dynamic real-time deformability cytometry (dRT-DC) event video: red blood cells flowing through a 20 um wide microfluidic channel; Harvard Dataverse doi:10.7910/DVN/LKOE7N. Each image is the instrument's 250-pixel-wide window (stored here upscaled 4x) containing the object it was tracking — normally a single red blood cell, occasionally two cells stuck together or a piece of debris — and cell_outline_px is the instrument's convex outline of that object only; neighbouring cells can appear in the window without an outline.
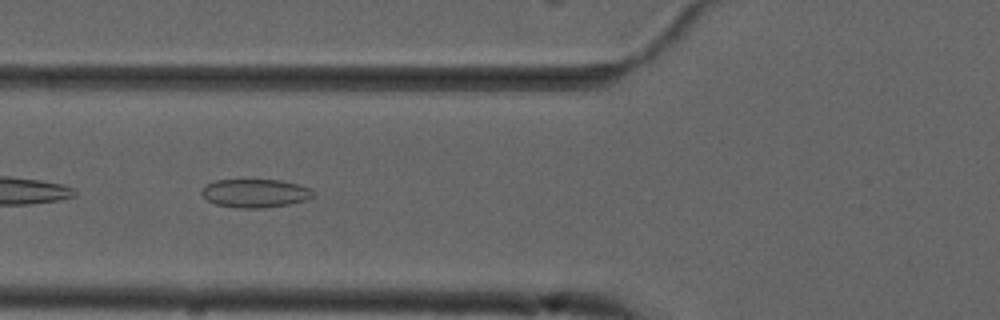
{"species": "common noctule bat (a hibernating species)", "species_latin": "Nyctalus noctula", "temperature_condition": "cold", "stored_images_in_passage": 53, "camera_frame_rate_fps": 3000, "um_per_image_px": 0.085, "animal": {"sex": "male", "forearm_length_mm": 52.5}, "frame": {"image": 1, "passage_image": 21, "time_ms": 6.667, "image_size_px": [1000, 320], "cell_outline_px": [[312, 196], [304, 200], [288, 204], [260, 208], [236, 208], [216, 204], [208, 200], [200, 192], [208, 184], [216, 180], [280, 180], [300, 184], [312, 188]], "centroid_in_image_um": [21.7, 16.42], "position_along_channel_um": 104.1, "area_um2": 18.26}}
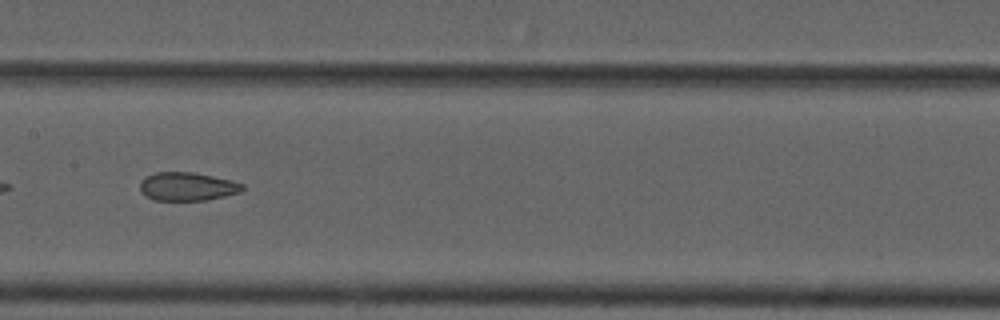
{"frame": {"image": 2, "passage_image": 28, "time_ms": 9.0, "image_size_px": [1000, 320], "cell_outline_px": [[244, 188], [240, 192], [224, 196], [204, 200], [156, 200], [148, 196], [140, 188], [140, 180], [156, 172], [192, 172], [232, 180], [244, 184]], "centroid_in_image_um": [15.95, 15.84], "position_along_channel_um": 191.4, "area_um2": 16.7}}
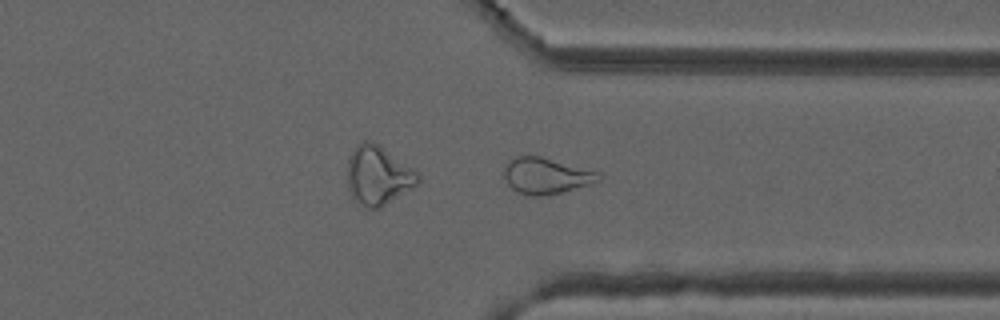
{"frame": {"image": 3, "passage_image": 42, "time_ms": 13.667, "image_size_px": [1000, 320], "cell_outline_px": [[600, 180], [592, 184], [560, 192], [536, 196], [528, 196], [512, 188], [508, 184], [504, 176], [504, 168], [516, 156], [540, 156], [600, 172]], "centroid_in_image_um": [46.44, 14.94], "position_along_channel_um": 365.0, "area_um2": 19.54}}